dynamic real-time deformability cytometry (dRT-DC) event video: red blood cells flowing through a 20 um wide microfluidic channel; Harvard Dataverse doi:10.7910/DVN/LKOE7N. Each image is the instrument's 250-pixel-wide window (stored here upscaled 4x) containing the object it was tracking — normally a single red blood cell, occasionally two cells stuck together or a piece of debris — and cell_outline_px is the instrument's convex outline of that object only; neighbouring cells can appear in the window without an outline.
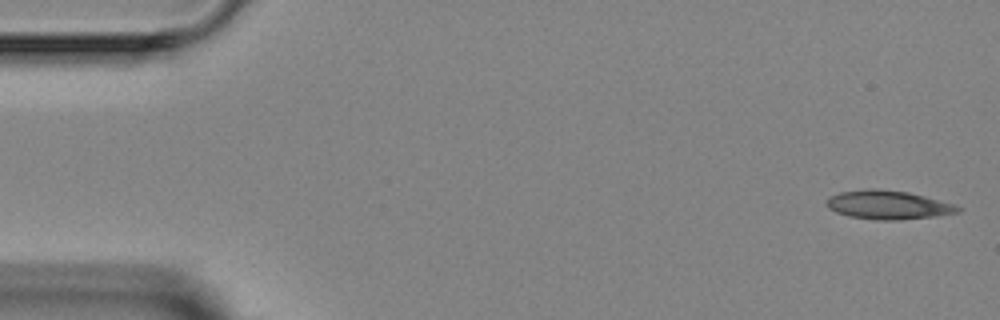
{"species": "Egyptian fruit bat (a non-hibernating species)", "species_latin": "Rousettus aegyptiacus", "temperature_condition": "room temperature", "stored_images_in_passage": 6, "camera_frame_rate_fps": 3000, "um_per_image_px": 0.085, "animal": {"sex": "female"}, "frame": {"image": 1, "passage_image": 1, "time_ms": 0.0, "image_size_px": [1000, 320], "cell_outline_px": [[964, 208], [960, 212], [936, 216], [900, 220], [876, 220], [848, 216], [836, 212], [828, 208], [824, 204], [824, 200], [828, 196], [840, 192], [868, 188], [872, 188], [908, 192], [924, 196], [952, 204]], "centroid_in_image_um": [75.43, 17.42], "position_along_channel_um": 9.6, "area_um2": 22.2}}
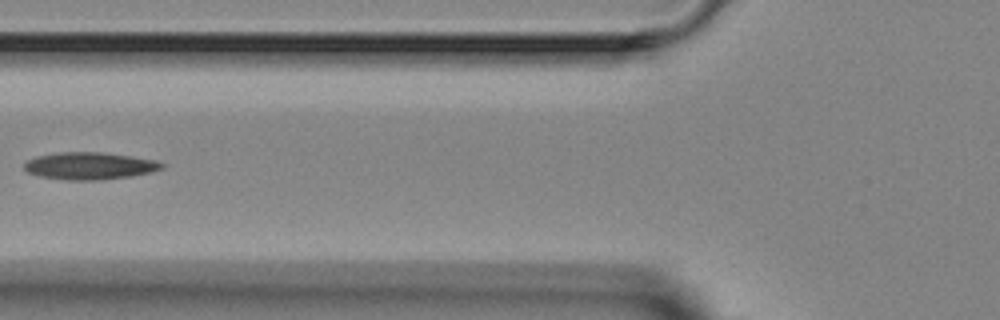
{"frame": {"image": 2, "passage_image": 5, "time_ms": 5.667, "image_size_px": [1000, 320], "cell_outline_px": [[164, 168], [152, 172], [132, 176], [100, 180], [68, 180], [40, 176], [28, 172], [24, 168], [24, 164], [28, 160], [36, 156], [60, 152], [104, 152], [132, 156], [156, 160], [164, 164]], "centroid_in_image_um": [7.65, 14.09], "position_along_channel_um": 118.1, "area_um2": 21.91}}
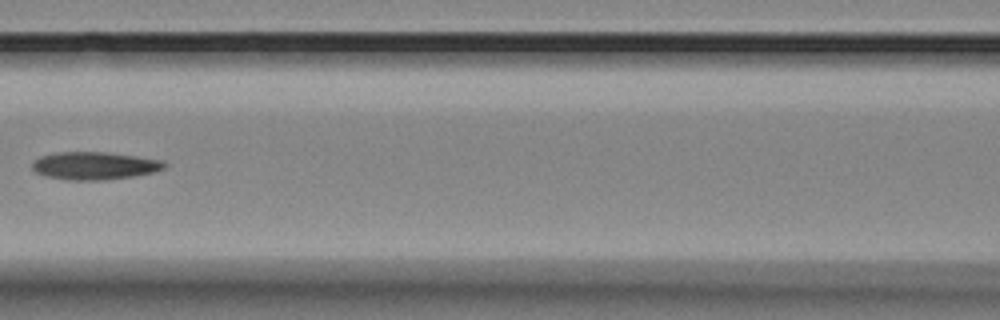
{"frame": {"image": 3, "passage_image": 6, "time_ms": 6.667, "image_size_px": [1000, 320], "cell_outline_px": [[168, 164], [164, 168], [152, 172], [132, 176], [100, 180], [72, 180], [48, 176], [36, 172], [32, 168], [32, 160], [40, 156], [56, 152], [108, 152], [164, 160]], "centroid_in_image_um": [8.03, 14.07], "position_along_channel_um": 158.6, "area_um2": 21.27}}